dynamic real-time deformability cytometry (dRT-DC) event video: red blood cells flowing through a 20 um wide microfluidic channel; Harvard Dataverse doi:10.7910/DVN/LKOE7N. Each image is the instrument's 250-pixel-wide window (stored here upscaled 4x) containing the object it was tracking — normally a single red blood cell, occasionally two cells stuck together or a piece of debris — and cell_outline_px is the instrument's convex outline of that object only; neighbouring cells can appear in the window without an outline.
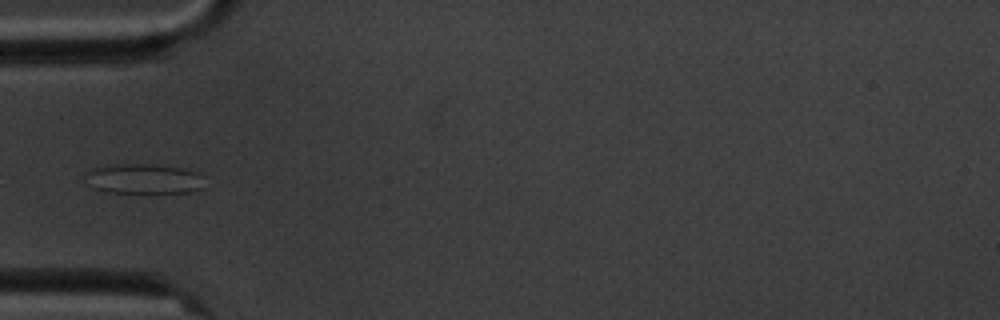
{"species": "common noctule bat (a hibernating species)", "species_latin": "Nyctalus noctula", "temperature_condition": "cold", "stored_images_in_passage": 15, "camera_frame_rate_fps": 3000, "um_per_image_px": 0.085, "animal": {"sex": "male", "body_mass_g": 20.1, "forearm_length_mm": 53.5}, "frame": {"image": 1, "passage_image": 5, "time_ms": 5.667, "image_size_px": [1000, 320], "cell_outline_px": [[204, 188], [188, 192], [108, 192], [96, 188], [84, 172], [92, 168], [120, 164], [156, 164], [180, 168], [200, 172], [204, 176]], "centroid_in_image_um": [12.33, 15.18], "position_along_channel_um": 72.7, "area_um2": 20.58}}
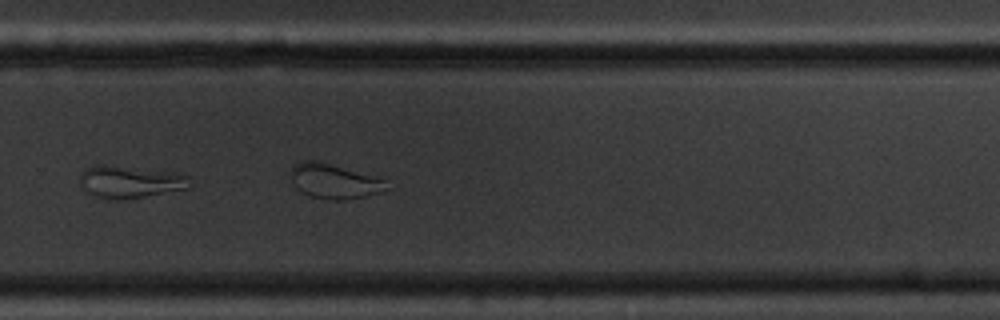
{"frame": {"image": 2, "passage_image": 11, "time_ms": 12.333, "image_size_px": [1000, 320], "cell_outline_px": [[192, 188], [120, 200], [108, 200], [96, 196], [88, 192], [80, 176], [84, 168], [96, 164], [108, 164], [172, 172], [188, 176], [192, 184]], "centroid_in_image_um": [11.1, 15.44], "position_along_channel_um": 318.7, "area_um2": 20.69}, "authors_computed_cell_mechanics": {"area_um2": 24.3338, "velocity_mm_per_s": 3.4643, "shape_relaxation_time_tau1_ms": null, "shape_relaxation_time_tau2_ms": 2.4984, "deformation_change_tau1": null, "deformation_change_tau2": 0.0977}}